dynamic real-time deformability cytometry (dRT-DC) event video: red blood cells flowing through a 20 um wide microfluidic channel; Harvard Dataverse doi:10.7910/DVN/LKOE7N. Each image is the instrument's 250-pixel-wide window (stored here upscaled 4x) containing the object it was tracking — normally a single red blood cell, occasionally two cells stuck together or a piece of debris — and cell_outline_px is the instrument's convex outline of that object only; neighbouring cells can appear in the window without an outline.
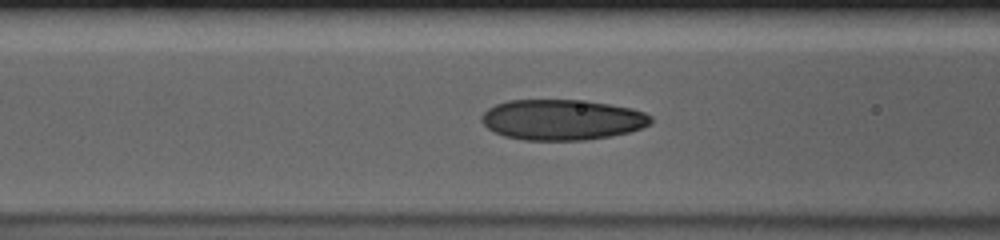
{"species": "human", "species_latin": "Homo sapiens", "temperature_condition": "cold", "stored_images_in_passage": 29, "camera_frame_rate_fps": 3000, "um_per_image_px": 0.085, "donor": {"sex": "male"}, "frame": {"image": 1, "passage_image": 6, "time_ms": 1.667, "image_size_px": [1000, 240], "cell_outline_px": [[652, 124], [628, 132], [608, 136], [584, 140], [524, 140], [504, 136], [488, 128], [480, 120], [480, 116], [488, 108], [496, 104], [508, 100], [576, 100], [608, 104], [632, 108], [644, 112], [652, 116]], "centroid_in_image_um": [47.76, 10.17], "position_along_channel_um": 118.8, "area_um2": 39.88}}
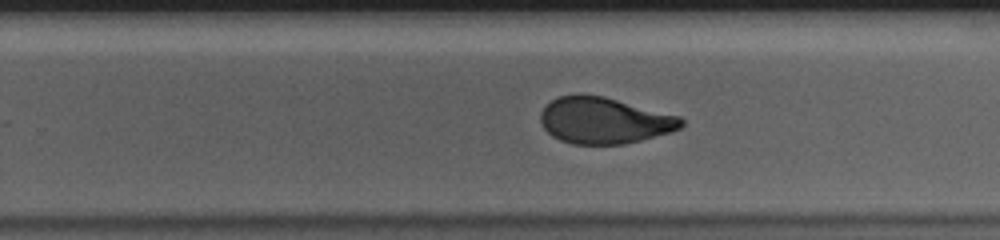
{"frame": {"image": 2, "passage_image": 19, "time_ms": 6.0, "image_size_px": [1000, 240], "cell_outline_px": [[684, 124], [680, 128], [668, 132], [640, 140], [624, 144], [572, 144], [560, 140], [552, 136], [544, 128], [540, 120], [540, 112], [556, 96], [576, 92], [580, 92], [604, 96], [680, 116], [684, 120]], "centroid_in_image_um": [51.31, 10.21], "position_along_channel_um": 278.5, "area_um2": 38.26}}
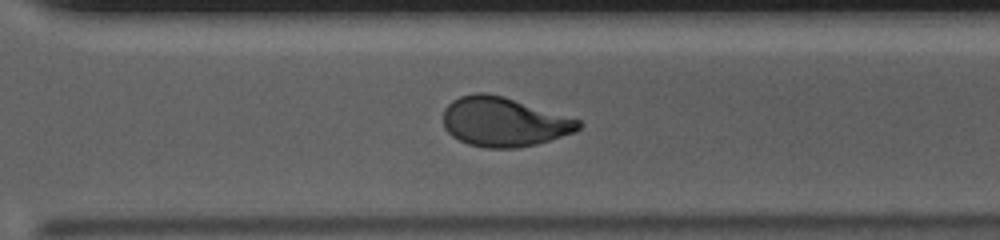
{"frame": {"image": 3, "passage_image": 23, "time_ms": 7.333, "image_size_px": [1000, 240], "cell_outline_px": [[580, 128], [576, 132], [536, 144], [516, 148], [484, 148], [468, 144], [452, 136], [444, 128], [444, 108], [452, 100], [460, 96], [476, 92], [484, 92], [504, 96], [580, 120]], "centroid_in_image_um": [42.8, 10.36], "position_along_channel_um": 327.8, "area_um2": 38.9}}